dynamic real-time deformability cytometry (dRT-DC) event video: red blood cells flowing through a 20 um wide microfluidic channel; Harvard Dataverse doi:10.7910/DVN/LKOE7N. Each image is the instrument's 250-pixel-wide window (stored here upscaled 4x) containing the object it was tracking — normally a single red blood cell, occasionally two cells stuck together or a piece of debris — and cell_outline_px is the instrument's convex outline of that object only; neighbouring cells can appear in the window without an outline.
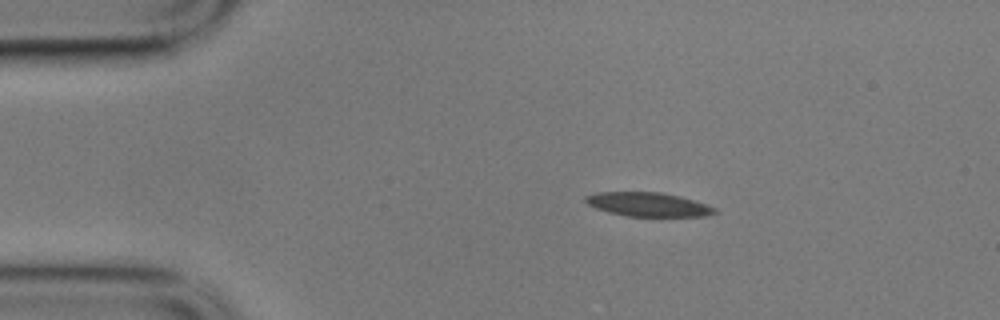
{"species": "common noctule bat (a hibernating species)", "species_latin": "Nyctalus noctula", "temperature_condition": "cold", "stored_images_in_passage": 3, "camera_frame_rate_fps": 3000, "um_per_image_px": 0.085, "animal": {"sex": "male", "body_mass_g": 17.9}, "frame": {"image": 1, "passage_image": 2, "time_ms": 0.333, "image_size_px": [1000, 320], "cell_outline_px": [[716, 212], [708, 216], [628, 216], [608, 212], [596, 208], [588, 204], [584, 200], [584, 196], [596, 192], [660, 192], [680, 196], [716, 208]], "centroid_in_image_um": [55.05, 17.37], "position_along_channel_um": 30.0, "area_um2": 17.92}}